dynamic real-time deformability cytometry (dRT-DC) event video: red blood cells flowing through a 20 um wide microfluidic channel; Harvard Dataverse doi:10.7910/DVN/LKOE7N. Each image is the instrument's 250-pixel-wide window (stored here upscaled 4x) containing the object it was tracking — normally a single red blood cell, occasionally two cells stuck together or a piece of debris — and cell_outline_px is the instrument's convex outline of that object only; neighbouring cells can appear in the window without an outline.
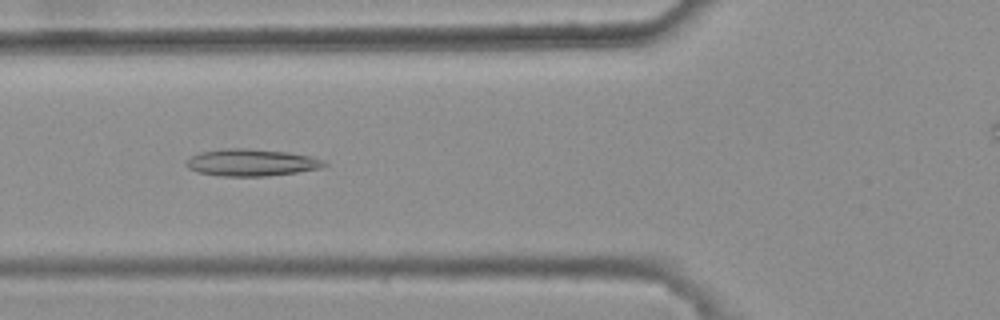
{"species": "common noctule bat (a hibernating species)", "species_latin": "Nyctalus noctula", "temperature_condition": "warm", "stored_images_in_passage": 47, "camera_frame_rate_fps": 3000, "um_per_image_px": 0.085, "animal": {"sex": "female", "body_mass_g": 25.1}, "frame": {"image": 1, "passage_image": 20, "time_ms": 6.333, "image_size_px": [1000, 320], "cell_outline_px": [[328, 164], [324, 168], [296, 172], [264, 176], [220, 176], [196, 172], [188, 168], [184, 164], [184, 160], [200, 152], [224, 148], [248, 148], [288, 152], [308, 156], [324, 160]], "centroid_in_image_um": [21.33, 13.81], "position_along_channel_um": 104.5, "area_um2": 21.91}}
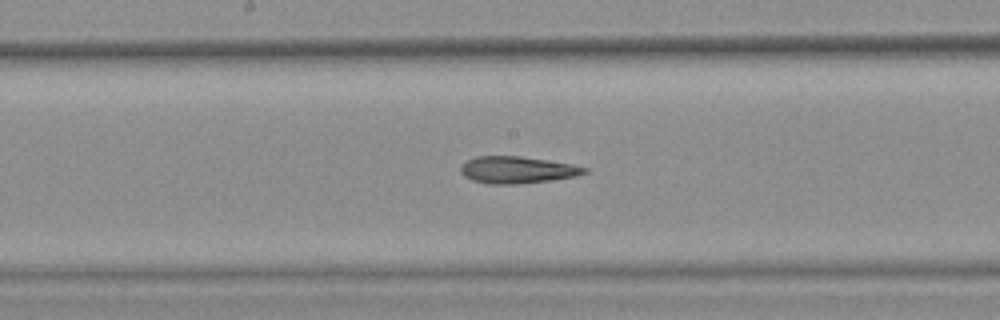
{"frame": {"image": 2, "passage_image": 28, "time_ms": 9.0, "image_size_px": [1000, 320], "cell_outline_px": [[588, 172], [576, 176], [552, 180], [516, 184], [488, 184], [472, 180], [464, 176], [460, 172], [460, 168], [468, 160], [476, 156], [520, 156], [572, 164], [588, 168]], "centroid_in_image_um": [43.97, 14.44], "position_along_channel_um": 204.2, "area_um2": 19.36}}
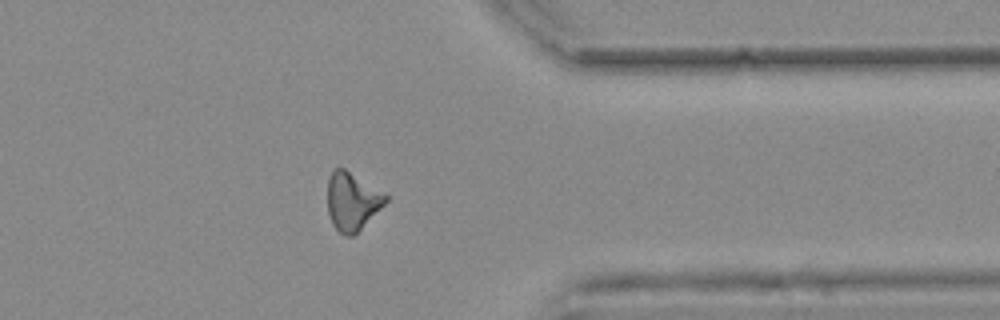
{"frame": {"image": 3, "passage_image": 43, "time_ms": 14.0, "image_size_px": [1000, 320], "cell_outline_px": [[388, 200], [352, 236], [344, 236], [332, 224], [328, 212], [328, 180], [332, 172], [336, 168], [344, 168], [388, 196]], "centroid_in_image_um": [29.9, 17.11], "position_along_channel_um": 381.5, "area_um2": 19.02}, "authors_computed_cell_mechanics": {"area_um2": 19.941, "velocity_mm_per_s": 3.7443, "shape_relaxation_time_tau1_ms": null, "shape_relaxation_time_tau2_ms": 6.2258, "deformation_change_tau1": null, "deformation_change_tau2": 0.1795}}